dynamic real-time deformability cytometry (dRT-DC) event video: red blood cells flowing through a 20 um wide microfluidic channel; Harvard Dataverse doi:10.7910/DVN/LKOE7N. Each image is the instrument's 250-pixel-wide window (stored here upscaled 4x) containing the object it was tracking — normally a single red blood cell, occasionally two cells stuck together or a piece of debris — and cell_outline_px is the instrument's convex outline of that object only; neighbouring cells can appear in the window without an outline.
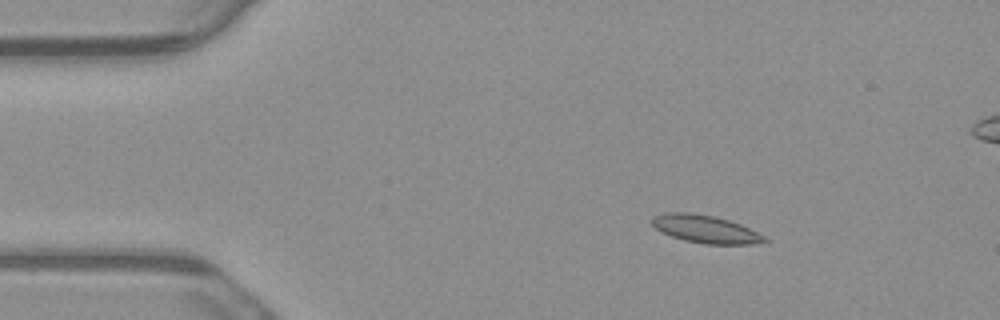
{"species": "common noctule bat (a hibernating species)", "species_latin": "Nyctalus noctula", "temperature_condition": "warm", "stored_images_in_passage": 5, "segment_of_instrument_passage": [1, 2], "camera_frame_rate_fps": 3000, "um_per_image_px": 0.085, "animal": {"sex": "male", "body_mass_g": 23.1, "forearm_length_mm": 52.7}, "frame": {"image": 1, "passage_image": 3, "time_ms": 0.667, "image_size_px": [1000, 320], "cell_outline_px": [[768, 240], [752, 244], [704, 244], [684, 240], [660, 232], [652, 224], [652, 216], [664, 212], [692, 212], [712, 216], [728, 220], [740, 224], [764, 236]], "centroid_in_image_um": [59.9, 19.46], "position_along_channel_um": 25.1, "area_um2": 18.09}}